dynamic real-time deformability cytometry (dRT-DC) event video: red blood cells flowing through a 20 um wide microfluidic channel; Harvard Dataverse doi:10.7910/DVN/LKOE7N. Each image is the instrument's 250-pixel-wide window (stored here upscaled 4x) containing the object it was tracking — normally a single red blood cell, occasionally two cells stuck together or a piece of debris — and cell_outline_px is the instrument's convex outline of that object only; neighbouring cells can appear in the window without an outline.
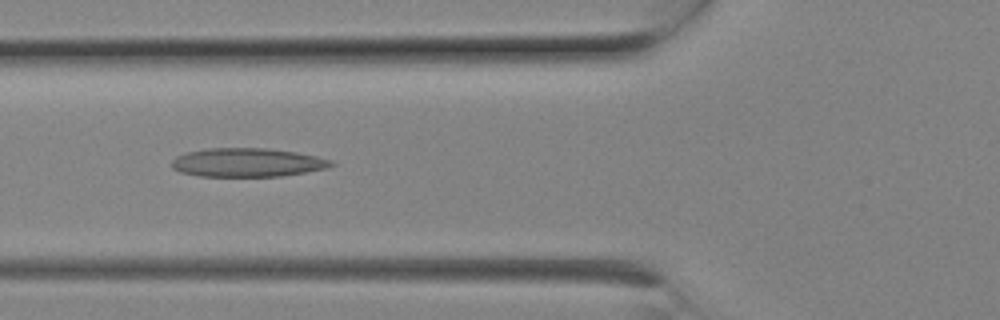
{"species": "Egyptian fruit bat (a non-hibernating species)", "species_latin": "Rousettus aegyptiacus", "temperature_condition": "room temperature", "stored_images_in_passage": 8, "camera_frame_rate_fps": 3000, "um_per_image_px": 0.085, "animal": {"sex": "female"}, "frame": {"image": 1, "passage_image": 7, "time_ms": 2.0, "image_size_px": [1000, 320], "cell_outline_px": [[336, 164], [324, 168], [304, 172], [280, 176], [200, 176], [180, 172], [172, 168], [172, 160], [176, 156], [184, 152], [208, 148], [268, 148], [296, 152], [316, 156], [332, 160]], "centroid_in_image_um": [20.98, 13.8], "position_along_channel_um": 104.8, "area_um2": 26.65}}
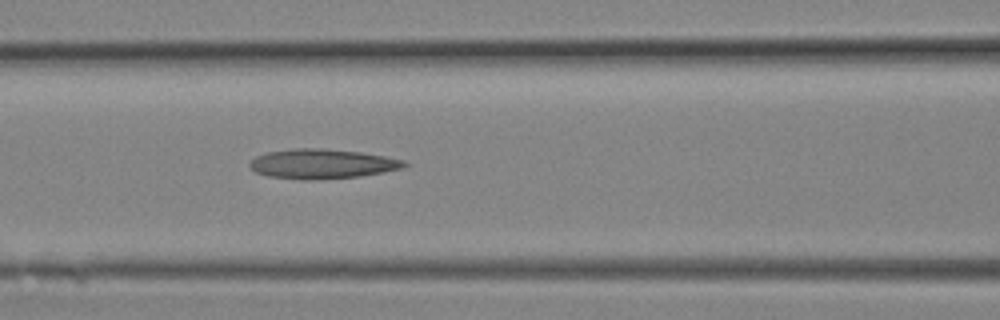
{"frame": {"image": 2, "passage_image": 8, "time_ms": 2.333, "image_size_px": [1000, 320], "cell_outline_px": [[408, 164], [404, 168], [360, 176], [316, 180], [300, 180], [268, 176], [256, 172], [248, 164], [256, 156], [268, 152], [292, 148], [320, 148], [360, 152], [384, 156], [404, 160]], "centroid_in_image_um": [27.37, 13.93], "position_along_channel_um": 139.2, "area_um2": 26.7}}